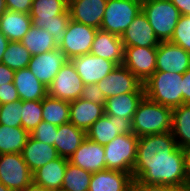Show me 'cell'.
<instances>
[{"instance_id": "1", "label": "cell", "mask_w": 190, "mask_h": 191, "mask_svg": "<svg viewBox=\"0 0 190 191\" xmlns=\"http://www.w3.org/2000/svg\"><path fill=\"white\" fill-rule=\"evenodd\" d=\"M132 176L147 184L189 186L185 149L177 146L171 132L139 137Z\"/></svg>"}, {"instance_id": "2", "label": "cell", "mask_w": 190, "mask_h": 191, "mask_svg": "<svg viewBox=\"0 0 190 191\" xmlns=\"http://www.w3.org/2000/svg\"><path fill=\"white\" fill-rule=\"evenodd\" d=\"M131 123L132 133L138 137L171 132L172 109L144 96Z\"/></svg>"}, {"instance_id": "3", "label": "cell", "mask_w": 190, "mask_h": 191, "mask_svg": "<svg viewBox=\"0 0 190 191\" xmlns=\"http://www.w3.org/2000/svg\"><path fill=\"white\" fill-rule=\"evenodd\" d=\"M183 74L155 72L145 83V96L171 109L183 104Z\"/></svg>"}, {"instance_id": "4", "label": "cell", "mask_w": 190, "mask_h": 191, "mask_svg": "<svg viewBox=\"0 0 190 191\" xmlns=\"http://www.w3.org/2000/svg\"><path fill=\"white\" fill-rule=\"evenodd\" d=\"M142 11L160 42L170 41L180 12L170 0H144Z\"/></svg>"}, {"instance_id": "5", "label": "cell", "mask_w": 190, "mask_h": 191, "mask_svg": "<svg viewBox=\"0 0 190 191\" xmlns=\"http://www.w3.org/2000/svg\"><path fill=\"white\" fill-rule=\"evenodd\" d=\"M139 137L134 133L120 134L104 146L106 169L132 175L137 157Z\"/></svg>"}, {"instance_id": "6", "label": "cell", "mask_w": 190, "mask_h": 191, "mask_svg": "<svg viewBox=\"0 0 190 191\" xmlns=\"http://www.w3.org/2000/svg\"><path fill=\"white\" fill-rule=\"evenodd\" d=\"M141 11L140 0H107L100 30L122 36Z\"/></svg>"}, {"instance_id": "7", "label": "cell", "mask_w": 190, "mask_h": 191, "mask_svg": "<svg viewBox=\"0 0 190 191\" xmlns=\"http://www.w3.org/2000/svg\"><path fill=\"white\" fill-rule=\"evenodd\" d=\"M0 182L11 191H21L33 182V173L21 153L0 155Z\"/></svg>"}, {"instance_id": "8", "label": "cell", "mask_w": 190, "mask_h": 191, "mask_svg": "<svg viewBox=\"0 0 190 191\" xmlns=\"http://www.w3.org/2000/svg\"><path fill=\"white\" fill-rule=\"evenodd\" d=\"M97 30L94 27L70 19L64 39L58 44V48L66 55L68 60L90 54Z\"/></svg>"}, {"instance_id": "9", "label": "cell", "mask_w": 190, "mask_h": 191, "mask_svg": "<svg viewBox=\"0 0 190 191\" xmlns=\"http://www.w3.org/2000/svg\"><path fill=\"white\" fill-rule=\"evenodd\" d=\"M84 83L72 62L67 61L47 88V95L64 101L81 98Z\"/></svg>"}, {"instance_id": "10", "label": "cell", "mask_w": 190, "mask_h": 191, "mask_svg": "<svg viewBox=\"0 0 190 191\" xmlns=\"http://www.w3.org/2000/svg\"><path fill=\"white\" fill-rule=\"evenodd\" d=\"M97 85L106 99L129 92H145L144 84L123 65L117 66Z\"/></svg>"}, {"instance_id": "11", "label": "cell", "mask_w": 190, "mask_h": 191, "mask_svg": "<svg viewBox=\"0 0 190 191\" xmlns=\"http://www.w3.org/2000/svg\"><path fill=\"white\" fill-rule=\"evenodd\" d=\"M157 47H124L122 65L143 84L156 72Z\"/></svg>"}, {"instance_id": "12", "label": "cell", "mask_w": 190, "mask_h": 191, "mask_svg": "<svg viewBox=\"0 0 190 191\" xmlns=\"http://www.w3.org/2000/svg\"><path fill=\"white\" fill-rule=\"evenodd\" d=\"M132 133V123L119 116L103 115L86 131V137L102 146L120 134Z\"/></svg>"}, {"instance_id": "13", "label": "cell", "mask_w": 190, "mask_h": 191, "mask_svg": "<svg viewBox=\"0 0 190 191\" xmlns=\"http://www.w3.org/2000/svg\"><path fill=\"white\" fill-rule=\"evenodd\" d=\"M189 68V52L170 41H162L159 43L156 54V72L184 74Z\"/></svg>"}, {"instance_id": "14", "label": "cell", "mask_w": 190, "mask_h": 191, "mask_svg": "<svg viewBox=\"0 0 190 191\" xmlns=\"http://www.w3.org/2000/svg\"><path fill=\"white\" fill-rule=\"evenodd\" d=\"M69 61L66 55L56 48L52 51L31 56L28 69L46 87L53 81L61 67Z\"/></svg>"}, {"instance_id": "15", "label": "cell", "mask_w": 190, "mask_h": 191, "mask_svg": "<svg viewBox=\"0 0 190 191\" xmlns=\"http://www.w3.org/2000/svg\"><path fill=\"white\" fill-rule=\"evenodd\" d=\"M85 85L103 80L117 65L107 59L85 54L70 60Z\"/></svg>"}, {"instance_id": "16", "label": "cell", "mask_w": 190, "mask_h": 191, "mask_svg": "<svg viewBox=\"0 0 190 191\" xmlns=\"http://www.w3.org/2000/svg\"><path fill=\"white\" fill-rule=\"evenodd\" d=\"M104 154V146L86 137L68 160L85 171L96 173L106 170Z\"/></svg>"}, {"instance_id": "17", "label": "cell", "mask_w": 190, "mask_h": 191, "mask_svg": "<svg viewBox=\"0 0 190 191\" xmlns=\"http://www.w3.org/2000/svg\"><path fill=\"white\" fill-rule=\"evenodd\" d=\"M123 47H157L160 43L141 11L121 36Z\"/></svg>"}, {"instance_id": "18", "label": "cell", "mask_w": 190, "mask_h": 191, "mask_svg": "<svg viewBox=\"0 0 190 191\" xmlns=\"http://www.w3.org/2000/svg\"><path fill=\"white\" fill-rule=\"evenodd\" d=\"M107 0H75L68 4L70 19L100 29Z\"/></svg>"}, {"instance_id": "19", "label": "cell", "mask_w": 190, "mask_h": 191, "mask_svg": "<svg viewBox=\"0 0 190 191\" xmlns=\"http://www.w3.org/2000/svg\"><path fill=\"white\" fill-rule=\"evenodd\" d=\"M32 24L69 22L66 0H33L30 11Z\"/></svg>"}, {"instance_id": "20", "label": "cell", "mask_w": 190, "mask_h": 191, "mask_svg": "<svg viewBox=\"0 0 190 191\" xmlns=\"http://www.w3.org/2000/svg\"><path fill=\"white\" fill-rule=\"evenodd\" d=\"M90 54L110 60L117 66L122 65L124 47L121 36L98 29Z\"/></svg>"}, {"instance_id": "21", "label": "cell", "mask_w": 190, "mask_h": 191, "mask_svg": "<svg viewBox=\"0 0 190 191\" xmlns=\"http://www.w3.org/2000/svg\"><path fill=\"white\" fill-rule=\"evenodd\" d=\"M104 105L82 98L71 101L69 122L86 132L93 123L105 114Z\"/></svg>"}, {"instance_id": "22", "label": "cell", "mask_w": 190, "mask_h": 191, "mask_svg": "<svg viewBox=\"0 0 190 191\" xmlns=\"http://www.w3.org/2000/svg\"><path fill=\"white\" fill-rule=\"evenodd\" d=\"M133 176L116 170L92 173L88 191H130Z\"/></svg>"}, {"instance_id": "23", "label": "cell", "mask_w": 190, "mask_h": 191, "mask_svg": "<svg viewBox=\"0 0 190 191\" xmlns=\"http://www.w3.org/2000/svg\"><path fill=\"white\" fill-rule=\"evenodd\" d=\"M21 155L32 173L60 157L54 146L40 142L31 135H29Z\"/></svg>"}, {"instance_id": "24", "label": "cell", "mask_w": 190, "mask_h": 191, "mask_svg": "<svg viewBox=\"0 0 190 191\" xmlns=\"http://www.w3.org/2000/svg\"><path fill=\"white\" fill-rule=\"evenodd\" d=\"M13 83L20 101L42 100L47 96L48 87L41 83L28 68L16 70Z\"/></svg>"}, {"instance_id": "25", "label": "cell", "mask_w": 190, "mask_h": 191, "mask_svg": "<svg viewBox=\"0 0 190 191\" xmlns=\"http://www.w3.org/2000/svg\"><path fill=\"white\" fill-rule=\"evenodd\" d=\"M86 138V132L68 122L58 126L54 147L60 157L69 159Z\"/></svg>"}, {"instance_id": "26", "label": "cell", "mask_w": 190, "mask_h": 191, "mask_svg": "<svg viewBox=\"0 0 190 191\" xmlns=\"http://www.w3.org/2000/svg\"><path fill=\"white\" fill-rule=\"evenodd\" d=\"M68 159L58 157L33 173V182L48 190L62 187Z\"/></svg>"}, {"instance_id": "27", "label": "cell", "mask_w": 190, "mask_h": 191, "mask_svg": "<svg viewBox=\"0 0 190 191\" xmlns=\"http://www.w3.org/2000/svg\"><path fill=\"white\" fill-rule=\"evenodd\" d=\"M32 26L30 14L7 10L0 18V32L13 42H20Z\"/></svg>"}, {"instance_id": "28", "label": "cell", "mask_w": 190, "mask_h": 191, "mask_svg": "<svg viewBox=\"0 0 190 191\" xmlns=\"http://www.w3.org/2000/svg\"><path fill=\"white\" fill-rule=\"evenodd\" d=\"M144 96L145 92H129L109 97L104 105L105 115L119 116L132 122L137 106Z\"/></svg>"}, {"instance_id": "29", "label": "cell", "mask_w": 190, "mask_h": 191, "mask_svg": "<svg viewBox=\"0 0 190 191\" xmlns=\"http://www.w3.org/2000/svg\"><path fill=\"white\" fill-rule=\"evenodd\" d=\"M20 42L30 52L31 56L58 48V43L47 30L34 26L30 27Z\"/></svg>"}, {"instance_id": "30", "label": "cell", "mask_w": 190, "mask_h": 191, "mask_svg": "<svg viewBox=\"0 0 190 191\" xmlns=\"http://www.w3.org/2000/svg\"><path fill=\"white\" fill-rule=\"evenodd\" d=\"M171 133L177 146L182 149L190 146V104H182L172 109Z\"/></svg>"}, {"instance_id": "31", "label": "cell", "mask_w": 190, "mask_h": 191, "mask_svg": "<svg viewBox=\"0 0 190 191\" xmlns=\"http://www.w3.org/2000/svg\"><path fill=\"white\" fill-rule=\"evenodd\" d=\"M29 135L23 127L0 124V155L21 153Z\"/></svg>"}, {"instance_id": "32", "label": "cell", "mask_w": 190, "mask_h": 191, "mask_svg": "<svg viewBox=\"0 0 190 191\" xmlns=\"http://www.w3.org/2000/svg\"><path fill=\"white\" fill-rule=\"evenodd\" d=\"M42 119L45 122L60 126L70 120V102L45 96L42 99Z\"/></svg>"}, {"instance_id": "33", "label": "cell", "mask_w": 190, "mask_h": 191, "mask_svg": "<svg viewBox=\"0 0 190 191\" xmlns=\"http://www.w3.org/2000/svg\"><path fill=\"white\" fill-rule=\"evenodd\" d=\"M92 173L68 161L62 187L68 191H88Z\"/></svg>"}, {"instance_id": "34", "label": "cell", "mask_w": 190, "mask_h": 191, "mask_svg": "<svg viewBox=\"0 0 190 191\" xmlns=\"http://www.w3.org/2000/svg\"><path fill=\"white\" fill-rule=\"evenodd\" d=\"M30 60L31 54L21 42L10 41L4 52L2 63L16 71L27 68Z\"/></svg>"}, {"instance_id": "35", "label": "cell", "mask_w": 190, "mask_h": 191, "mask_svg": "<svg viewBox=\"0 0 190 191\" xmlns=\"http://www.w3.org/2000/svg\"><path fill=\"white\" fill-rule=\"evenodd\" d=\"M42 112V100L21 101V123L29 134L43 121Z\"/></svg>"}, {"instance_id": "36", "label": "cell", "mask_w": 190, "mask_h": 191, "mask_svg": "<svg viewBox=\"0 0 190 191\" xmlns=\"http://www.w3.org/2000/svg\"><path fill=\"white\" fill-rule=\"evenodd\" d=\"M170 42L190 53V16L180 15Z\"/></svg>"}, {"instance_id": "37", "label": "cell", "mask_w": 190, "mask_h": 191, "mask_svg": "<svg viewBox=\"0 0 190 191\" xmlns=\"http://www.w3.org/2000/svg\"><path fill=\"white\" fill-rule=\"evenodd\" d=\"M0 124L12 127H22L21 101L0 105Z\"/></svg>"}, {"instance_id": "38", "label": "cell", "mask_w": 190, "mask_h": 191, "mask_svg": "<svg viewBox=\"0 0 190 191\" xmlns=\"http://www.w3.org/2000/svg\"><path fill=\"white\" fill-rule=\"evenodd\" d=\"M57 131L58 126L45 121H41L30 133V135L40 142L54 146Z\"/></svg>"}, {"instance_id": "39", "label": "cell", "mask_w": 190, "mask_h": 191, "mask_svg": "<svg viewBox=\"0 0 190 191\" xmlns=\"http://www.w3.org/2000/svg\"><path fill=\"white\" fill-rule=\"evenodd\" d=\"M68 22H51V23H40L32 24L35 28H42L49 32V34L59 44L62 42L65 36L66 27Z\"/></svg>"}, {"instance_id": "40", "label": "cell", "mask_w": 190, "mask_h": 191, "mask_svg": "<svg viewBox=\"0 0 190 191\" xmlns=\"http://www.w3.org/2000/svg\"><path fill=\"white\" fill-rule=\"evenodd\" d=\"M81 98L98 104L106 102L104 93L99 89L97 83L84 85Z\"/></svg>"}, {"instance_id": "41", "label": "cell", "mask_w": 190, "mask_h": 191, "mask_svg": "<svg viewBox=\"0 0 190 191\" xmlns=\"http://www.w3.org/2000/svg\"><path fill=\"white\" fill-rule=\"evenodd\" d=\"M20 101L19 94L13 82L0 86V104Z\"/></svg>"}, {"instance_id": "42", "label": "cell", "mask_w": 190, "mask_h": 191, "mask_svg": "<svg viewBox=\"0 0 190 191\" xmlns=\"http://www.w3.org/2000/svg\"><path fill=\"white\" fill-rule=\"evenodd\" d=\"M176 188L162 184H147L133 180L130 191H174Z\"/></svg>"}, {"instance_id": "43", "label": "cell", "mask_w": 190, "mask_h": 191, "mask_svg": "<svg viewBox=\"0 0 190 191\" xmlns=\"http://www.w3.org/2000/svg\"><path fill=\"white\" fill-rule=\"evenodd\" d=\"M8 10L30 14L33 0H5Z\"/></svg>"}, {"instance_id": "44", "label": "cell", "mask_w": 190, "mask_h": 191, "mask_svg": "<svg viewBox=\"0 0 190 191\" xmlns=\"http://www.w3.org/2000/svg\"><path fill=\"white\" fill-rule=\"evenodd\" d=\"M15 71L7 65L0 63V86L6 85L14 81Z\"/></svg>"}, {"instance_id": "45", "label": "cell", "mask_w": 190, "mask_h": 191, "mask_svg": "<svg viewBox=\"0 0 190 191\" xmlns=\"http://www.w3.org/2000/svg\"><path fill=\"white\" fill-rule=\"evenodd\" d=\"M183 104H190V68L182 77Z\"/></svg>"}, {"instance_id": "46", "label": "cell", "mask_w": 190, "mask_h": 191, "mask_svg": "<svg viewBox=\"0 0 190 191\" xmlns=\"http://www.w3.org/2000/svg\"><path fill=\"white\" fill-rule=\"evenodd\" d=\"M181 15L190 16V0H170Z\"/></svg>"}, {"instance_id": "47", "label": "cell", "mask_w": 190, "mask_h": 191, "mask_svg": "<svg viewBox=\"0 0 190 191\" xmlns=\"http://www.w3.org/2000/svg\"><path fill=\"white\" fill-rule=\"evenodd\" d=\"M9 42L10 41L0 32V63H2V58Z\"/></svg>"}, {"instance_id": "48", "label": "cell", "mask_w": 190, "mask_h": 191, "mask_svg": "<svg viewBox=\"0 0 190 191\" xmlns=\"http://www.w3.org/2000/svg\"><path fill=\"white\" fill-rule=\"evenodd\" d=\"M21 191H50V190H48L44 187H41V186L35 184L34 182H32L31 184H29L27 187H25Z\"/></svg>"}, {"instance_id": "49", "label": "cell", "mask_w": 190, "mask_h": 191, "mask_svg": "<svg viewBox=\"0 0 190 191\" xmlns=\"http://www.w3.org/2000/svg\"><path fill=\"white\" fill-rule=\"evenodd\" d=\"M7 6H6V1L5 0H0V18L2 15L7 11Z\"/></svg>"}, {"instance_id": "50", "label": "cell", "mask_w": 190, "mask_h": 191, "mask_svg": "<svg viewBox=\"0 0 190 191\" xmlns=\"http://www.w3.org/2000/svg\"><path fill=\"white\" fill-rule=\"evenodd\" d=\"M186 152V160H187V169L190 174V146L185 149Z\"/></svg>"}, {"instance_id": "51", "label": "cell", "mask_w": 190, "mask_h": 191, "mask_svg": "<svg viewBox=\"0 0 190 191\" xmlns=\"http://www.w3.org/2000/svg\"><path fill=\"white\" fill-rule=\"evenodd\" d=\"M174 191H190V185L183 188H176Z\"/></svg>"}, {"instance_id": "52", "label": "cell", "mask_w": 190, "mask_h": 191, "mask_svg": "<svg viewBox=\"0 0 190 191\" xmlns=\"http://www.w3.org/2000/svg\"><path fill=\"white\" fill-rule=\"evenodd\" d=\"M0 191H11V190L0 182Z\"/></svg>"}, {"instance_id": "53", "label": "cell", "mask_w": 190, "mask_h": 191, "mask_svg": "<svg viewBox=\"0 0 190 191\" xmlns=\"http://www.w3.org/2000/svg\"><path fill=\"white\" fill-rule=\"evenodd\" d=\"M50 191H68V190L64 189L63 187H60V188L50 190Z\"/></svg>"}, {"instance_id": "54", "label": "cell", "mask_w": 190, "mask_h": 191, "mask_svg": "<svg viewBox=\"0 0 190 191\" xmlns=\"http://www.w3.org/2000/svg\"><path fill=\"white\" fill-rule=\"evenodd\" d=\"M73 1H75V0H66L67 4H70Z\"/></svg>"}]
</instances>
